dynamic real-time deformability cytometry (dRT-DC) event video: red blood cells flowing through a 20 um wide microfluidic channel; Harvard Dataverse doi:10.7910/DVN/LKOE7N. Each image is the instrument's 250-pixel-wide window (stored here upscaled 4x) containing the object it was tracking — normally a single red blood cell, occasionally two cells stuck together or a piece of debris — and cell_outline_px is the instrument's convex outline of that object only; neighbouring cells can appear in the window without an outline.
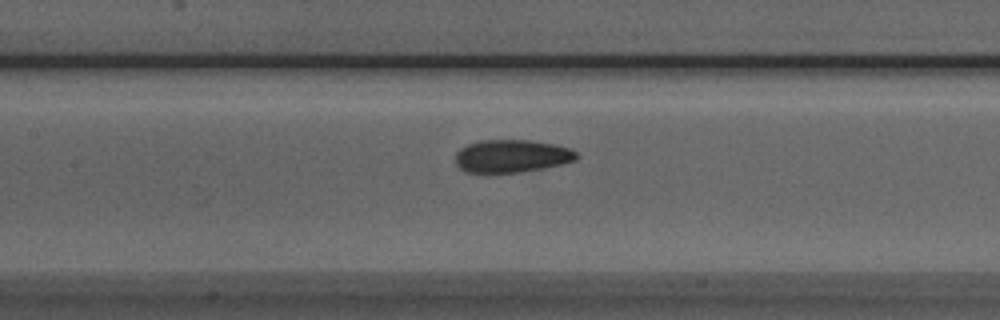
{"species": "Egyptian fruit bat (a non-hibernating species)", "species_latin": "Rousettus aegyptiacus", "temperature_condition": "room temperature", "stored_images_in_passage": 35, "camera_frame_rate_fps": 3000, "um_per_image_px": 0.085, "animal": {"sex": "male"}, "frame": {"image": 1, "passage_image": 22, "time_ms": 7.0, "image_size_px": [1000, 320], "cell_outline_px": [[580, 156], [576, 160], [560, 164], [540, 168], [516, 172], [464, 172], [456, 164], [456, 152], [460, 148], [468, 144], [480, 140], [528, 140], [556, 144], [568, 148], [576, 152]], "centroid_in_image_um": [43.48, 13.25], "position_along_channel_um": 163.9, "area_um2": 22.95}}
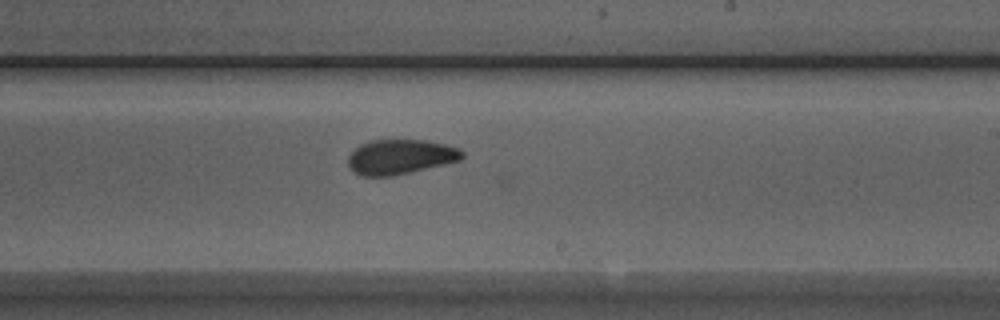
{"frame": {"image": 2, "passage_image": 29, "time_ms": 9.333, "image_size_px": [1000, 320], "cell_outline_px": [[464, 156], [460, 160], [444, 164], [392, 176], [364, 176], [352, 172], [348, 168], [348, 156], [360, 144], [372, 140], [428, 140], [460, 148], [464, 152]], "centroid_in_image_um": [34.01, 13.33], "position_along_channel_um": 255.0, "area_um2": 23.18}}
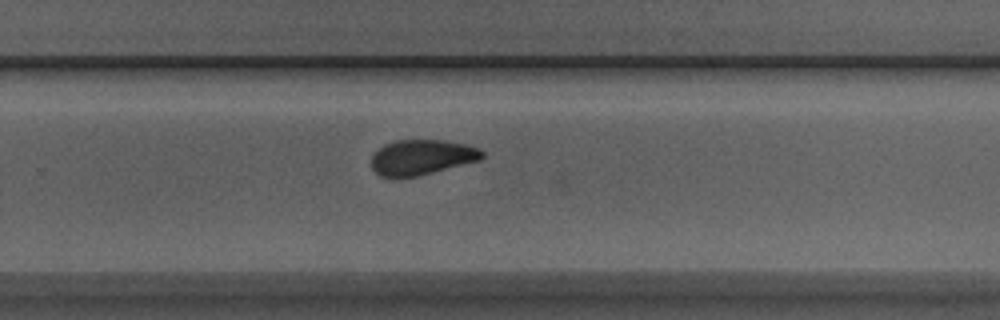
{"frame": {"image": 3, "passage_image": 32, "time_ms": 10.333, "image_size_px": [1000, 320], "cell_outline_px": [[484, 156], [480, 160], [416, 176], [392, 180], [380, 176], [372, 168], [372, 156], [384, 144], [396, 140], [444, 140], [464, 144], [480, 148], [484, 152]], "centroid_in_image_um": [35.82, 13.38], "position_along_channel_um": 294.0, "area_um2": 22.89}}